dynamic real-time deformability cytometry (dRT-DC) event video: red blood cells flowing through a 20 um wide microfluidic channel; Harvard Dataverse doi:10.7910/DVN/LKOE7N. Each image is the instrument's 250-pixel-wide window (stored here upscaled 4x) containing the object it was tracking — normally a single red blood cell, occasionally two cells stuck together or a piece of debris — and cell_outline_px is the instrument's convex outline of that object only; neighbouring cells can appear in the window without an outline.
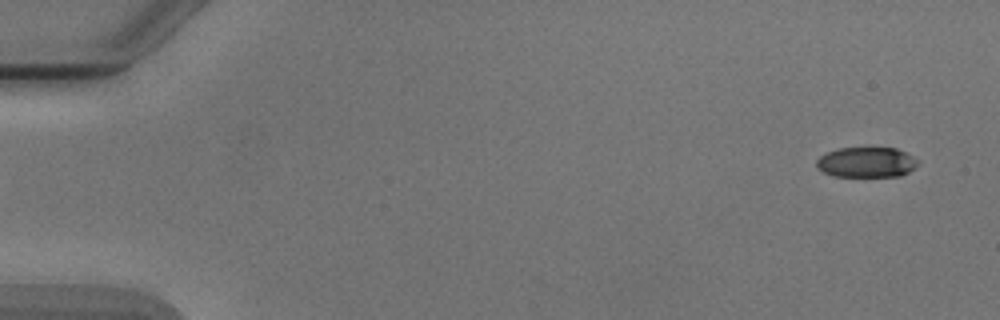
{"species": "Egyptian fruit bat (a non-hibernating species)", "species_latin": "Rousettus aegyptiacus", "temperature_condition": "cold", "stored_images_in_passage": 6, "segment_of_instrument_passage": [2, 2], "camera_frame_rate_fps": 3000, "um_per_image_px": 0.085, "animal": {"sex": "male"}, "frame": {"image": 1, "passage_image": 6, "time_ms": 6.0, "image_size_px": [1000, 320], "cell_outline_px": [[920, 164], [916, 168], [900, 176], [832, 176], [816, 168], [816, 160], [824, 152], [836, 148], [896, 148], [912, 156]], "centroid_in_image_um": [73.62, 13.79], "position_along_channel_um": 11.4, "area_um2": 18.03}}